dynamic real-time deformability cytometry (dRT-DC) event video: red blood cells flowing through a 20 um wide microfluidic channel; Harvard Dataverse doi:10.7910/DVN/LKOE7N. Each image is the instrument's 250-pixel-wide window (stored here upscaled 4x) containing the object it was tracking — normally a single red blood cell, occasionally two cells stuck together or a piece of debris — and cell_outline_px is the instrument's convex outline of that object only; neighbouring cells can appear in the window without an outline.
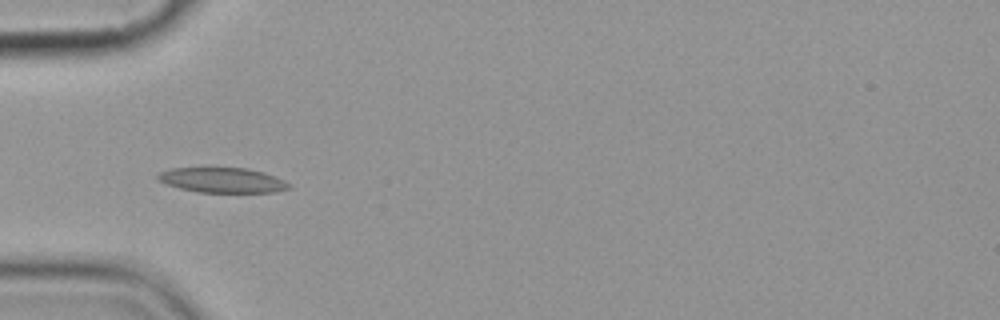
{"species": "common noctule bat (a hibernating species)", "species_latin": "Nyctalus noctula", "temperature_condition": "cold", "stored_images_in_passage": 9, "camera_frame_rate_fps": 3000, "um_per_image_px": 0.085, "animal": {"sex": "female", "body_mass_g": 19.9}, "frame": {"image": 1, "passage_image": 4, "time_ms": 3.333, "image_size_px": [1000, 320], "cell_outline_px": [[292, 188], [276, 192], [196, 192], [180, 188], [156, 180], [156, 176], [160, 172], [172, 168], [212, 164], [248, 168], [264, 172], [284, 180], [292, 184]], "centroid_in_image_um": [18.88, 15.25], "position_along_channel_um": 66.1, "area_um2": 20.29}}
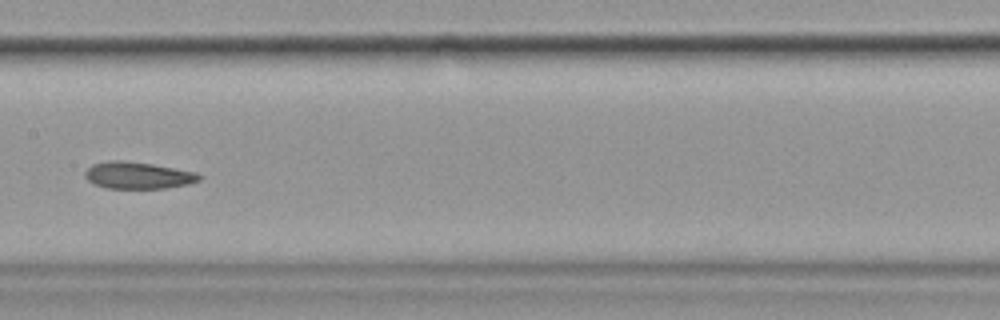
{"frame": {"image": 2, "passage_image": 7, "time_ms": 7.0, "image_size_px": [1000, 320], "cell_outline_px": [[204, 176], [200, 180], [188, 184], [164, 188], [108, 188], [96, 184], [88, 180], [84, 176], [84, 172], [92, 164], [108, 160], [124, 160], [152, 164], [196, 172]], "centroid_in_image_um": [11.73, 14.89], "position_along_channel_um": 195.7, "area_um2": 17.86}}
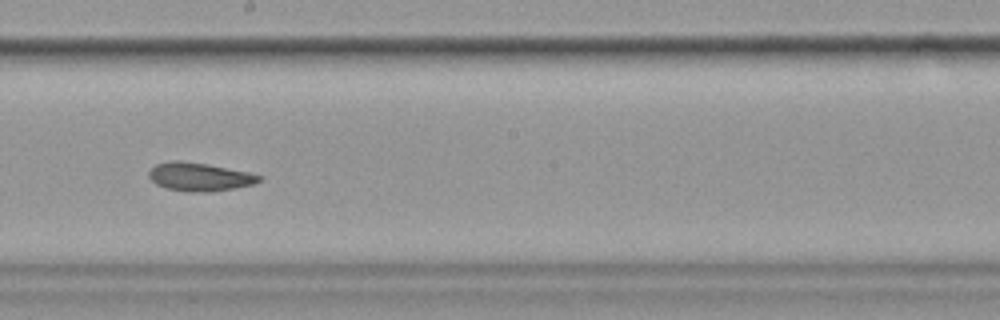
{"frame": {"image": 3, "passage_image": 8, "time_ms": 8.0, "image_size_px": [1000, 320], "cell_outline_px": [[264, 180], [252, 184], [212, 192], [188, 192], [168, 188], [156, 184], [148, 176], [148, 172], [156, 164], [168, 160], [180, 160], [208, 164], [248, 172], [264, 176]], "centroid_in_image_um": [16.97, 15.02], "position_along_channel_um": 231.2, "area_um2": 18.32}}